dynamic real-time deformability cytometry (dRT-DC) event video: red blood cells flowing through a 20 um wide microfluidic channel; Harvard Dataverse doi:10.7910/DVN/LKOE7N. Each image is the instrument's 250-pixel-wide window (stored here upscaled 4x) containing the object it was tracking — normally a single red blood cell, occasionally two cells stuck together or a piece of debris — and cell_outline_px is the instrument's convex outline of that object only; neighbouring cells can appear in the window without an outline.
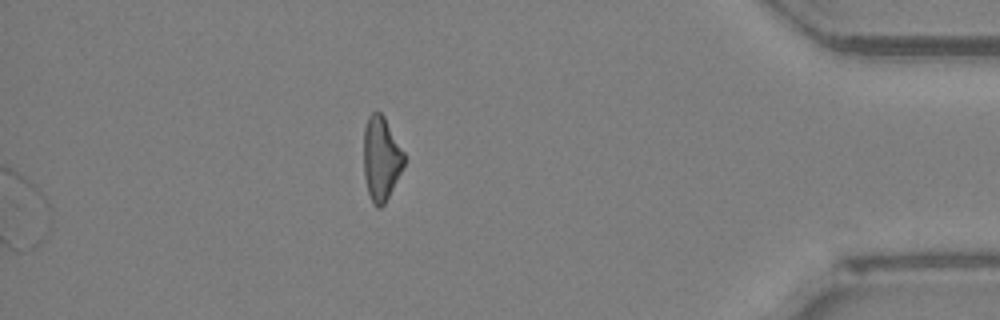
{"species": "Egyptian fruit bat (a non-hibernating species)", "species_latin": "Rousettus aegyptiacus", "temperature_condition": "room temperature", "stored_images_in_passage": 53, "segment_of_instrument_passage": [3, 3], "camera_frame_rate_fps": 3000, "um_per_image_px": 0.085, "animal": {"sex": "female"}, "frame": {"image": 1, "passage_image": 53, "time_ms": 17.333, "image_size_px": [1000, 320], "cell_outline_px": [[404, 164], [384, 204], [380, 208], [376, 208], [372, 204], [368, 192], [364, 176], [364, 128], [368, 116], [372, 112], [380, 112], [384, 116], [404, 152]], "centroid_in_image_um": [32.38, 13.47], "position_along_channel_um": 402.8, "area_um2": 19.59}}